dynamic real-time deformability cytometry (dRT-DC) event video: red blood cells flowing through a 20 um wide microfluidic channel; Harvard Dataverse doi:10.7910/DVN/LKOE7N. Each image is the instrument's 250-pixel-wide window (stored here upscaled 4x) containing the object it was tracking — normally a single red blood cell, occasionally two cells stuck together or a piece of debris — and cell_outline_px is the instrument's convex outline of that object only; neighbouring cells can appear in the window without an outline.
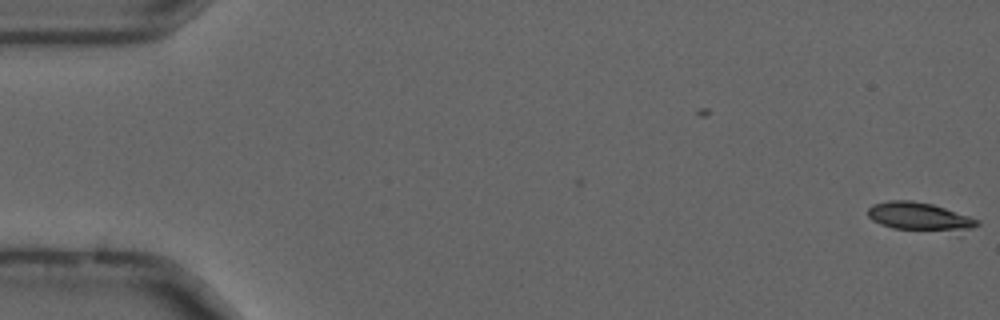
{"species": "common noctule bat (a hibernating species)", "species_latin": "Nyctalus noctula", "temperature_condition": "cold", "stored_images_in_passage": 18, "camera_frame_rate_fps": 3000, "um_per_image_px": 0.085, "animal": {"sex": "male", "forearm_length_mm": 52.5}, "frame": {"image": 1, "passage_image": 1, "time_ms": 0.0, "image_size_px": [1000, 320], "cell_outline_px": [[980, 224], [972, 228], [892, 228], [880, 224], [872, 220], [868, 216], [868, 208], [872, 204], [888, 200], [912, 200], [932, 204], [980, 220]], "centroid_in_image_um": [78.02, 18.33], "position_along_channel_um": 7.0, "area_um2": 16.88}}
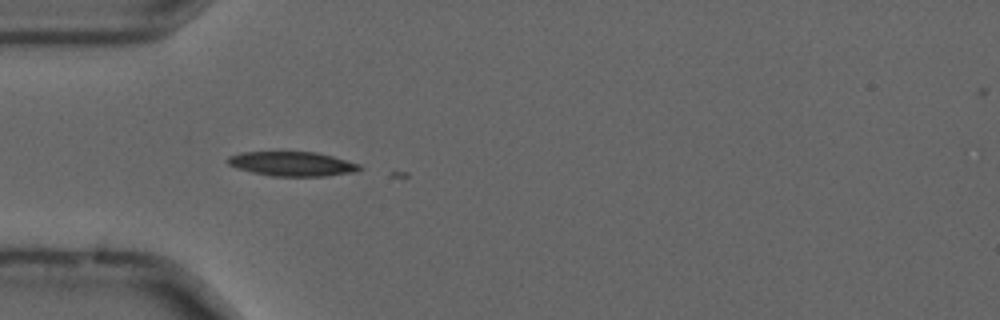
{"frame": {"image": 2, "passage_image": 17, "time_ms": 5.333, "image_size_px": [1000, 320], "cell_outline_px": [[360, 168], [352, 172], [324, 176], [272, 176], [252, 172], [228, 164], [224, 160], [228, 156], [240, 152], [316, 152], [332, 156], [360, 164]], "centroid_in_image_um": [24.78, 13.92], "position_along_channel_um": 60.2, "area_um2": 18.55}}